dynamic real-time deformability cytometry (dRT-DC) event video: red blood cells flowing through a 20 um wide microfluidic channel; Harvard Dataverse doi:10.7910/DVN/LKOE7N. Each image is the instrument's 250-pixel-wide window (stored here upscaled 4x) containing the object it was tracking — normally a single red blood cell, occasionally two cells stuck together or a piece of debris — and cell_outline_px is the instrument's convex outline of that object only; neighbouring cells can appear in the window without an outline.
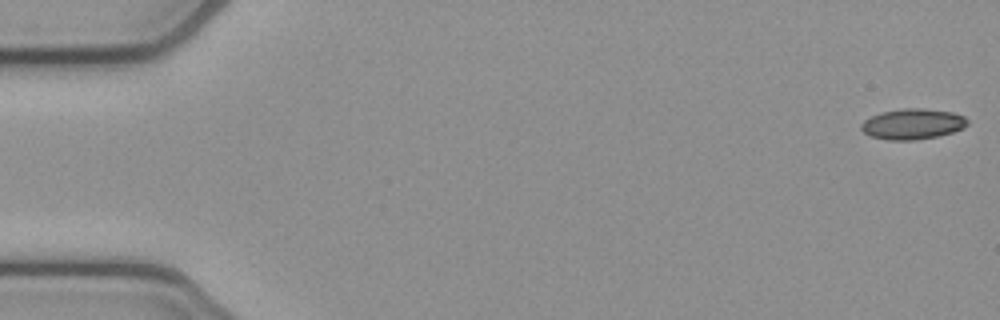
{"species": "common noctule bat (a hibernating species)", "species_latin": "Nyctalus noctula", "temperature_condition": "cold", "stored_images_in_passage": 53, "camera_frame_rate_fps": 3000, "um_per_image_px": 0.085, "animal": {"sex": "female", "body_mass_g": 21.9}, "frame": {"image": 1, "passage_image": 1, "time_ms": 0.0, "image_size_px": [1000, 320], "cell_outline_px": [[968, 124], [964, 128], [952, 132], [936, 136], [916, 140], [888, 140], [872, 136], [864, 132], [860, 128], [860, 124], [864, 120], [880, 112], [900, 108], [924, 108], [952, 112], [964, 116], [968, 120]], "centroid_in_image_um": [77.57, 10.53], "position_along_channel_um": 7.4, "area_um2": 19.02}}
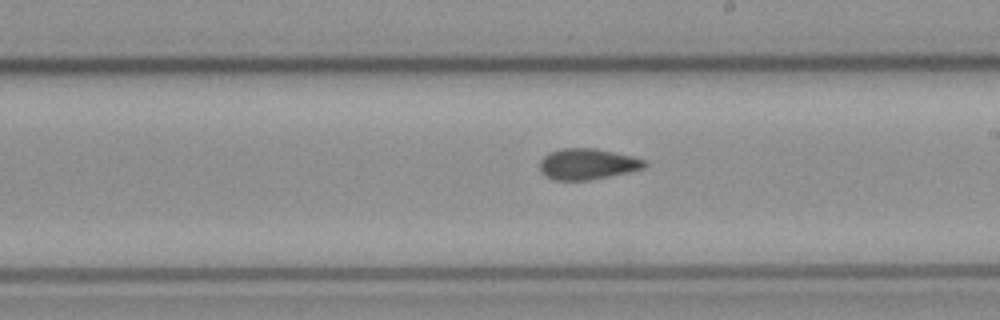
{"frame": {"image": 2, "passage_image": 30, "time_ms": 9.667, "image_size_px": [1000, 320], "cell_outline_px": [[648, 164], [644, 168], [628, 172], [588, 180], [552, 180], [540, 172], [540, 160], [548, 152], [560, 148], [596, 148], [632, 156], [648, 160]], "centroid_in_image_um": [49.92, 13.93], "position_along_channel_um": 239.1, "area_um2": 19.07}}
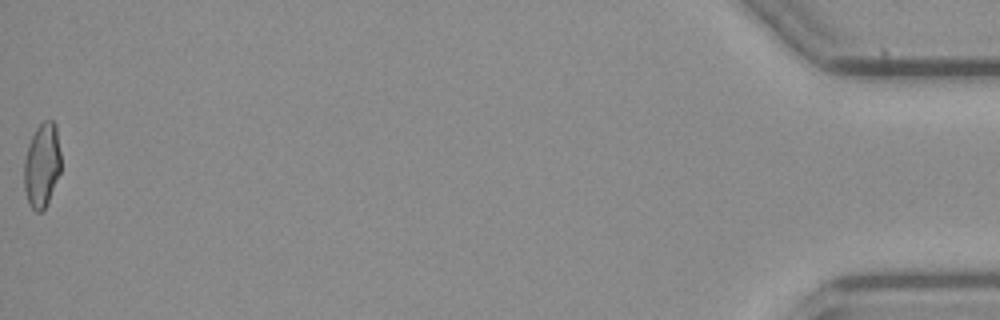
{"frame": {"image": 3, "passage_image": 53, "time_ms": 17.333, "image_size_px": [1000, 320], "cell_outline_px": [[60, 172], [48, 200], [44, 208], [40, 212], [36, 212], [28, 204], [24, 188], [24, 160], [28, 144], [36, 128], [44, 120], [52, 120], [56, 124], [60, 152]], "centroid_in_image_um": [3.55, 14.02], "position_along_channel_um": 431.6, "area_um2": 18.03}, "authors_computed_cell_mechanics": {"area_um2": 18.9584, "velocity_mm_per_s": 3.8753, "shape_relaxation_time_tau1_ms": null, "shape_relaxation_time_tau2_ms": 3.4446, "deformation_change_tau1": null, "deformation_change_tau2": 0.0783}}